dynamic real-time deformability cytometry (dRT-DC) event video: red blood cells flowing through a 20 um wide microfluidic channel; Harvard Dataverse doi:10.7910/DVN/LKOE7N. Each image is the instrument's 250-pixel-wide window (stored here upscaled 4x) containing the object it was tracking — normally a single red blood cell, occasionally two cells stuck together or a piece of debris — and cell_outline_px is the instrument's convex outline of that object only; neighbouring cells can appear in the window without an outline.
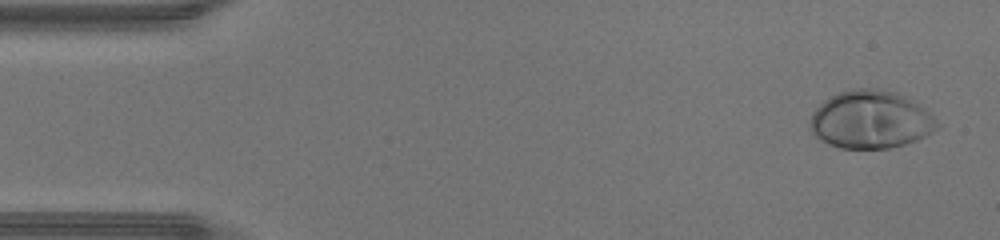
{"species": "human", "species_latin": "Homo sapiens", "temperature_condition": "warm", "stored_images_in_passage": 46, "camera_frame_rate_fps": 3000, "um_per_image_px": 0.085, "donor": {"sex": "male"}, "frame": {"image": 1, "passage_image": 2, "time_ms": 0.333, "image_size_px": [1000, 240], "cell_outline_px": [[940, 124], [932, 132], [916, 140], [904, 144], [888, 148], [840, 148], [828, 144], [820, 140], [812, 132], [808, 124], [808, 120], [812, 112], [824, 100], [840, 92], [852, 88], [876, 88], [896, 92], [912, 100], [924, 108]], "centroid_in_image_um": [73.96, 10.16], "position_along_channel_um": 11.0, "area_um2": 42.83}}
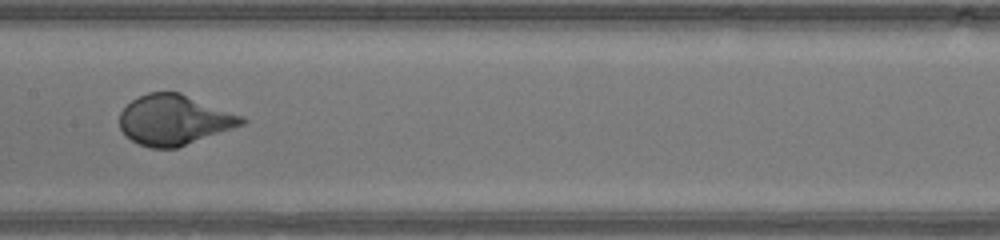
{"frame": {"image": 2, "passage_image": 23, "time_ms": 7.333, "image_size_px": [1000, 240], "cell_outline_px": [[248, 120], [244, 124], [176, 148], [152, 148], [140, 144], [132, 140], [120, 128], [120, 112], [132, 100], [148, 92], [180, 92], [244, 116]], "centroid_in_image_um": [14.83, 10.18], "position_along_channel_um": 192.6, "area_um2": 35.43}}
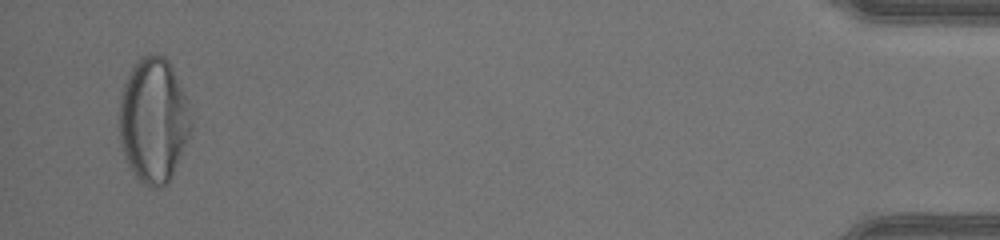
{"frame": {"image": 3, "passage_image": 45, "time_ms": 14.667, "image_size_px": [1000, 240], "cell_outline_px": [[192, 128], [172, 176], [168, 184], [160, 188], [152, 188], [144, 184], [136, 176], [128, 164], [124, 156], [120, 144], [120, 96], [124, 84], [136, 60], [148, 52], [152, 52], [164, 56], [168, 60], [188, 100], [192, 124]], "centroid_in_image_um": [13.06, 10.21], "position_along_channel_um": 422.1, "area_um2": 52.37}, "authors_computed_cell_mechanics": {"area_um2": 37.6856, "velocity_mm_per_s": 4.3683, "shape_relaxation_time_tau1_ms": 2.8444, "shape_relaxation_time_tau2_ms": null, "deformation_change_tau1": 0.2095, "deformation_change_tau2": null}}